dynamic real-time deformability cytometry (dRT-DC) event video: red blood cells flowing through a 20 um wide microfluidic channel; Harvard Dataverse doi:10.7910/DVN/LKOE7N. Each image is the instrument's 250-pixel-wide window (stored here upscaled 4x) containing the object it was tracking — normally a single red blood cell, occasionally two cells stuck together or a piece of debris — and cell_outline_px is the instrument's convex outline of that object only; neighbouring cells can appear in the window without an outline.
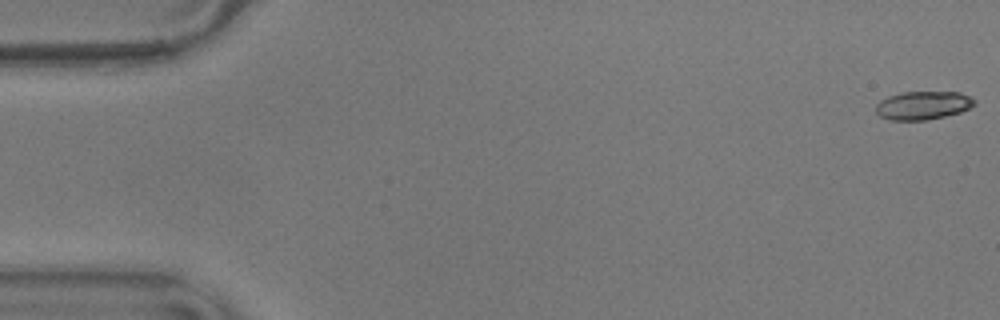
{"species": "common noctule bat (a hibernating species)", "species_latin": "Nyctalus noctula", "temperature_condition": "warm", "stored_images_in_passage": 51, "camera_frame_rate_fps": 3000, "um_per_image_px": 0.085, "animal": {"sex": "male", "body_mass_g": 17.9}, "frame": {"image": 1, "passage_image": 1, "time_ms": 0.0, "image_size_px": [1000, 320], "cell_outline_px": [[976, 104], [960, 112], [944, 116], [924, 120], [888, 120], [880, 116], [876, 112], [876, 104], [880, 100], [888, 96], [900, 92], [960, 92], [972, 96], [976, 100]], "centroid_in_image_um": [78.46, 8.94], "position_along_channel_um": 6.5, "area_um2": 16.42}}
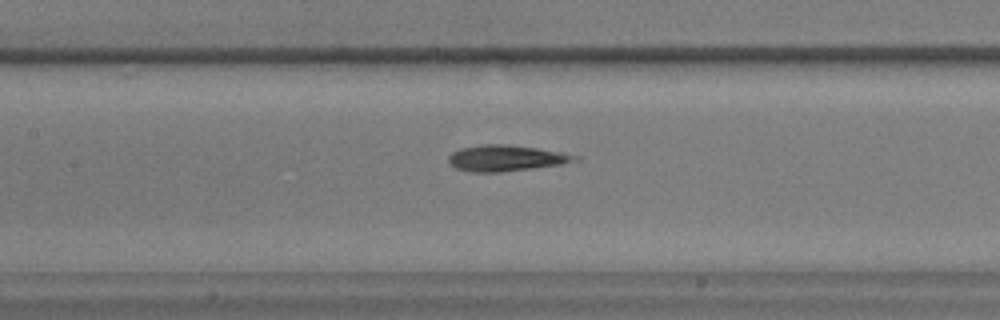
{"frame": {"image": 2, "passage_image": 26, "time_ms": 8.333, "image_size_px": [1000, 320], "cell_outline_px": [[580, 160], [560, 164], [532, 168], [500, 172], [472, 172], [456, 168], [448, 160], [448, 156], [452, 152], [460, 148], [480, 144], [508, 144], [536, 148], [560, 152], [580, 156]], "centroid_in_image_um": [42.99, 13.43], "position_along_channel_um": 164.4, "area_um2": 19.07}}
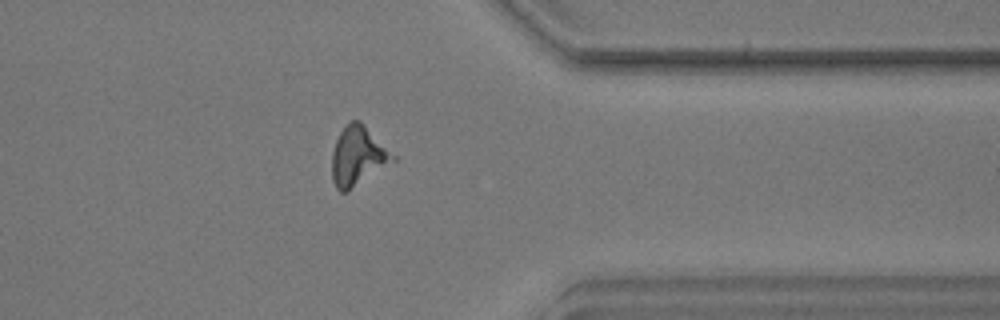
{"frame": {"image": 3, "passage_image": 45, "time_ms": 14.667, "image_size_px": [1000, 320], "cell_outline_px": [[396, 160], [348, 192], [340, 192], [336, 188], [332, 180], [332, 152], [336, 140], [340, 132], [352, 120], [360, 120], [396, 156]], "centroid_in_image_um": [30.42, 13.3], "position_along_channel_um": 381.0, "area_um2": 21.04}}